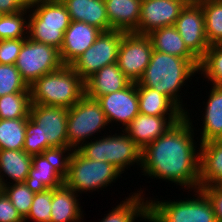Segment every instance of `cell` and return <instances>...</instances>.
I'll return each mask as SVG.
<instances>
[{
    "instance_id": "obj_39",
    "label": "cell",
    "mask_w": 222,
    "mask_h": 222,
    "mask_svg": "<svg viewBox=\"0 0 222 222\" xmlns=\"http://www.w3.org/2000/svg\"><path fill=\"white\" fill-rule=\"evenodd\" d=\"M199 189L211 203L217 222H222V191L214 185L200 186Z\"/></svg>"
},
{
    "instance_id": "obj_25",
    "label": "cell",
    "mask_w": 222,
    "mask_h": 222,
    "mask_svg": "<svg viewBox=\"0 0 222 222\" xmlns=\"http://www.w3.org/2000/svg\"><path fill=\"white\" fill-rule=\"evenodd\" d=\"M139 113L152 116H185L165 95L156 90L136 84Z\"/></svg>"
},
{
    "instance_id": "obj_5",
    "label": "cell",
    "mask_w": 222,
    "mask_h": 222,
    "mask_svg": "<svg viewBox=\"0 0 222 222\" xmlns=\"http://www.w3.org/2000/svg\"><path fill=\"white\" fill-rule=\"evenodd\" d=\"M29 11L28 37L60 50L71 22L66 6L61 0H31Z\"/></svg>"
},
{
    "instance_id": "obj_38",
    "label": "cell",
    "mask_w": 222,
    "mask_h": 222,
    "mask_svg": "<svg viewBox=\"0 0 222 222\" xmlns=\"http://www.w3.org/2000/svg\"><path fill=\"white\" fill-rule=\"evenodd\" d=\"M0 222H25L3 191L0 193Z\"/></svg>"
},
{
    "instance_id": "obj_32",
    "label": "cell",
    "mask_w": 222,
    "mask_h": 222,
    "mask_svg": "<svg viewBox=\"0 0 222 222\" xmlns=\"http://www.w3.org/2000/svg\"><path fill=\"white\" fill-rule=\"evenodd\" d=\"M199 74H203L211 85L222 86V44L210 45L200 60Z\"/></svg>"
},
{
    "instance_id": "obj_27",
    "label": "cell",
    "mask_w": 222,
    "mask_h": 222,
    "mask_svg": "<svg viewBox=\"0 0 222 222\" xmlns=\"http://www.w3.org/2000/svg\"><path fill=\"white\" fill-rule=\"evenodd\" d=\"M147 35L151 40L153 50L175 55L187 60H198L188 50L174 25L155 29Z\"/></svg>"
},
{
    "instance_id": "obj_19",
    "label": "cell",
    "mask_w": 222,
    "mask_h": 222,
    "mask_svg": "<svg viewBox=\"0 0 222 222\" xmlns=\"http://www.w3.org/2000/svg\"><path fill=\"white\" fill-rule=\"evenodd\" d=\"M131 82L117 63L104 66L85 81V95L97 99L126 88Z\"/></svg>"
},
{
    "instance_id": "obj_40",
    "label": "cell",
    "mask_w": 222,
    "mask_h": 222,
    "mask_svg": "<svg viewBox=\"0 0 222 222\" xmlns=\"http://www.w3.org/2000/svg\"><path fill=\"white\" fill-rule=\"evenodd\" d=\"M31 0H0V13L14 14L29 7Z\"/></svg>"
},
{
    "instance_id": "obj_17",
    "label": "cell",
    "mask_w": 222,
    "mask_h": 222,
    "mask_svg": "<svg viewBox=\"0 0 222 222\" xmlns=\"http://www.w3.org/2000/svg\"><path fill=\"white\" fill-rule=\"evenodd\" d=\"M184 116H150L139 113L124 129L125 133L143 150L162 136Z\"/></svg>"
},
{
    "instance_id": "obj_31",
    "label": "cell",
    "mask_w": 222,
    "mask_h": 222,
    "mask_svg": "<svg viewBox=\"0 0 222 222\" xmlns=\"http://www.w3.org/2000/svg\"><path fill=\"white\" fill-rule=\"evenodd\" d=\"M30 92L11 93L0 97V119L28 118Z\"/></svg>"
},
{
    "instance_id": "obj_42",
    "label": "cell",
    "mask_w": 222,
    "mask_h": 222,
    "mask_svg": "<svg viewBox=\"0 0 222 222\" xmlns=\"http://www.w3.org/2000/svg\"><path fill=\"white\" fill-rule=\"evenodd\" d=\"M189 2H198L200 0H188Z\"/></svg>"
},
{
    "instance_id": "obj_18",
    "label": "cell",
    "mask_w": 222,
    "mask_h": 222,
    "mask_svg": "<svg viewBox=\"0 0 222 222\" xmlns=\"http://www.w3.org/2000/svg\"><path fill=\"white\" fill-rule=\"evenodd\" d=\"M102 31L82 21H71L64 32V41L59 50L64 65H71L98 38Z\"/></svg>"
},
{
    "instance_id": "obj_22",
    "label": "cell",
    "mask_w": 222,
    "mask_h": 222,
    "mask_svg": "<svg viewBox=\"0 0 222 222\" xmlns=\"http://www.w3.org/2000/svg\"><path fill=\"white\" fill-rule=\"evenodd\" d=\"M199 185H214L222 178V140L199 144Z\"/></svg>"
},
{
    "instance_id": "obj_7",
    "label": "cell",
    "mask_w": 222,
    "mask_h": 222,
    "mask_svg": "<svg viewBox=\"0 0 222 222\" xmlns=\"http://www.w3.org/2000/svg\"><path fill=\"white\" fill-rule=\"evenodd\" d=\"M194 192L195 196L185 198L186 200H162L161 202L158 199L148 200V221L217 222L213 207L207 197L200 189Z\"/></svg>"
},
{
    "instance_id": "obj_8",
    "label": "cell",
    "mask_w": 222,
    "mask_h": 222,
    "mask_svg": "<svg viewBox=\"0 0 222 222\" xmlns=\"http://www.w3.org/2000/svg\"><path fill=\"white\" fill-rule=\"evenodd\" d=\"M123 133L105 135L100 139H90L77 150L87 159L107 162L115 166L121 173L135 164L141 169V149L135 142ZM138 163V164H137ZM130 166V167H129Z\"/></svg>"
},
{
    "instance_id": "obj_24",
    "label": "cell",
    "mask_w": 222,
    "mask_h": 222,
    "mask_svg": "<svg viewBox=\"0 0 222 222\" xmlns=\"http://www.w3.org/2000/svg\"><path fill=\"white\" fill-rule=\"evenodd\" d=\"M206 102L200 143L222 140V86L213 85Z\"/></svg>"
},
{
    "instance_id": "obj_41",
    "label": "cell",
    "mask_w": 222,
    "mask_h": 222,
    "mask_svg": "<svg viewBox=\"0 0 222 222\" xmlns=\"http://www.w3.org/2000/svg\"><path fill=\"white\" fill-rule=\"evenodd\" d=\"M214 186H215L218 190L222 191V178H220V179L214 184Z\"/></svg>"
},
{
    "instance_id": "obj_28",
    "label": "cell",
    "mask_w": 222,
    "mask_h": 222,
    "mask_svg": "<svg viewBox=\"0 0 222 222\" xmlns=\"http://www.w3.org/2000/svg\"><path fill=\"white\" fill-rule=\"evenodd\" d=\"M137 192L122 200L100 222H134L138 217L148 221V200L143 198L142 190Z\"/></svg>"
},
{
    "instance_id": "obj_13",
    "label": "cell",
    "mask_w": 222,
    "mask_h": 222,
    "mask_svg": "<svg viewBox=\"0 0 222 222\" xmlns=\"http://www.w3.org/2000/svg\"><path fill=\"white\" fill-rule=\"evenodd\" d=\"M153 51L148 35L125 32L119 46L117 64L131 83H138Z\"/></svg>"
},
{
    "instance_id": "obj_36",
    "label": "cell",
    "mask_w": 222,
    "mask_h": 222,
    "mask_svg": "<svg viewBox=\"0 0 222 222\" xmlns=\"http://www.w3.org/2000/svg\"><path fill=\"white\" fill-rule=\"evenodd\" d=\"M52 195L53 189L35 193L30 211L24 221L32 219L34 222H50Z\"/></svg>"
},
{
    "instance_id": "obj_20",
    "label": "cell",
    "mask_w": 222,
    "mask_h": 222,
    "mask_svg": "<svg viewBox=\"0 0 222 222\" xmlns=\"http://www.w3.org/2000/svg\"><path fill=\"white\" fill-rule=\"evenodd\" d=\"M66 6L71 21H82L102 32L110 30L104 0H61Z\"/></svg>"
},
{
    "instance_id": "obj_1",
    "label": "cell",
    "mask_w": 222,
    "mask_h": 222,
    "mask_svg": "<svg viewBox=\"0 0 222 222\" xmlns=\"http://www.w3.org/2000/svg\"><path fill=\"white\" fill-rule=\"evenodd\" d=\"M189 112L141 151L142 175L199 189L200 151ZM198 150H197V149ZM197 150V151H196Z\"/></svg>"
},
{
    "instance_id": "obj_4",
    "label": "cell",
    "mask_w": 222,
    "mask_h": 222,
    "mask_svg": "<svg viewBox=\"0 0 222 222\" xmlns=\"http://www.w3.org/2000/svg\"><path fill=\"white\" fill-rule=\"evenodd\" d=\"M31 105L71 108L85 95V81L70 65L38 78L31 86Z\"/></svg>"
},
{
    "instance_id": "obj_9",
    "label": "cell",
    "mask_w": 222,
    "mask_h": 222,
    "mask_svg": "<svg viewBox=\"0 0 222 222\" xmlns=\"http://www.w3.org/2000/svg\"><path fill=\"white\" fill-rule=\"evenodd\" d=\"M108 120L99 102L84 95L75 105L68 108L67 143L71 150H77L93 134L108 126Z\"/></svg>"
},
{
    "instance_id": "obj_33",
    "label": "cell",
    "mask_w": 222,
    "mask_h": 222,
    "mask_svg": "<svg viewBox=\"0 0 222 222\" xmlns=\"http://www.w3.org/2000/svg\"><path fill=\"white\" fill-rule=\"evenodd\" d=\"M29 7L14 14H3L0 17V40L20 39L28 37Z\"/></svg>"
},
{
    "instance_id": "obj_11",
    "label": "cell",
    "mask_w": 222,
    "mask_h": 222,
    "mask_svg": "<svg viewBox=\"0 0 222 222\" xmlns=\"http://www.w3.org/2000/svg\"><path fill=\"white\" fill-rule=\"evenodd\" d=\"M124 33L114 29L102 32L94 44L70 66L80 78L86 81L104 66L117 63L119 46Z\"/></svg>"
},
{
    "instance_id": "obj_10",
    "label": "cell",
    "mask_w": 222,
    "mask_h": 222,
    "mask_svg": "<svg viewBox=\"0 0 222 222\" xmlns=\"http://www.w3.org/2000/svg\"><path fill=\"white\" fill-rule=\"evenodd\" d=\"M63 65L56 47L36 42L29 37L23 42L15 63L28 86L43 75L60 69Z\"/></svg>"
},
{
    "instance_id": "obj_34",
    "label": "cell",
    "mask_w": 222,
    "mask_h": 222,
    "mask_svg": "<svg viewBox=\"0 0 222 222\" xmlns=\"http://www.w3.org/2000/svg\"><path fill=\"white\" fill-rule=\"evenodd\" d=\"M2 191L6 194L20 215L25 218L30 211L34 193L24 182L4 185L2 186Z\"/></svg>"
},
{
    "instance_id": "obj_29",
    "label": "cell",
    "mask_w": 222,
    "mask_h": 222,
    "mask_svg": "<svg viewBox=\"0 0 222 222\" xmlns=\"http://www.w3.org/2000/svg\"><path fill=\"white\" fill-rule=\"evenodd\" d=\"M27 119H0V150H23Z\"/></svg>"
},
{
    "instance_id": "obj_12",
    "label": "cell",
    "mask_w": 222,
    "mask_h": 222,
    "mask_svg": "<svg viewBox=\"0 0 222 222\" xmlns=\"http://www.w3.org/2000/svg\"><path fill=\"white\" fill-rule=\"evenodd\" d=\"M66 156L67 153L56 150L33 155L32 166L24 183L34 194L63 186Z\"/></svg>"
},
{
    "instance_id": "obj_35",
    "label": "cell",
    "mask_w": 222,
    "mask_h": 222,
    "mask_svg": "<svg viewBox=\"0 0 222 222\" xmlns=\"http://www.w3.org/2000/svg\"><path fill=\"white\" fill-rule=\"evenodd\" d=\"M20 92H30V89L19 70L12 64H0V97Z\"/></svg>"
},
{
    "instance_id": "obj_15",
    "label": "cell",
    "mask_w": 222,
    "mask_h": 222,
    "mask_svg": "<svg viewBox=\"0 0 222 222\" xmlns=\"http://www.w3.org/2000/svg\"><path fill=\"white\" fill-rule=\"evenodd\" d=\"M188 0H142L140 18L134 33L149 34L151 31L173 26Z\"/></svg>"
},
{
    "instance_id": "obj_3",
    "label": "cell",
    "mask_w": 222,
    "mask_h": 222,
    "mask_svg": "<svg viewBox=\"0 0 222 222\" xmlns=\"http://www.w3.org/2000/svg\"><path fill=\"white\" fill-rule=\"evenodd\" d=\"M199 66V60H187L175 55L153 50L150 62L136 84L152 88L167 96L186 114L188 111L184 109L182 104L183 100L181 99L182 96L179 94L186 82L192 79L191 77H193V75L195 76V73L199 72Z\"/></svg>"
},
{
    "instance_id": "obj_21",
    "label": "cell",
    "mask_w": 222,
    "mask_h": 222,
    "mask_svg": "<svg viewBox=\"0 0 222 222\" xmlns=\"http://www.w3.org/2000/svg\"><path fill=\"white\" fill-rule=\"evenodd\" d=\"M110 30L134 32L139 24L142 0H104Z\"/></svg>"
},
{
    "instance_id": "obj_16",
    "label": "cell",
    "mask_w": 222,
    "mask_h": 222,
    "mask_svg": "<svg viewBox=\"0 0 222 222\" xmlns=\"http://www.w3.org/2000/svg\"><path fill=\"white\" fill-rule=\"evenodd\" d=\"M96 100L109 124L119 122L126 127L139 114L136 83H130L123 90L103 95Z\"/></svg>"
},
{
    "instance_id": "obj_37",
    "label": "cell",
    "mask_w": 222,
    "mask_h": 222,
    "mask_svg": "<svg viewBox=\"0 0 222 222\" xmlns=\"http://www.w3.org/2000/svg\"><path fill=\"white\" fill-rule=\"evenodd\" d=\"M25 39L0 40V64L15 65Z\"/></svg>"
},
{
    "instance_id": "obj_23",
    "label": "cell",
    "mask_w": 222,
    "mask_h": 222,
    "mask_svg": "<svg viewBox=\"0 0 222 222\" xmlns=\"http://www.w3.org/2000/svg\"><path fill=\"white\" fill-rule=\"evenodd\" d=\"M78 196L65 185L53 189L50 222H81L83 211Z\"/></svg>"
},
{
    "instance_id": "obj_2",
    "label": "cell",
    "mask_w": 222,
    "mask_h": 222,
    "mask_svg": "<svg viewBox=\"0 0 222 222\" xmlns=\"http://www.w3.org/2000/svg\"><path fill=\"white\" fill-rule=\"evenodd\" d=\"M67 117L68 108L31 105L23 150L32 156L53 150L69 153Z\"/></svg>"
},
{
    "instance_id": "obj_6",
    "label": "cell",
    "mask_w": 222,
    "mask_h": 222,
    "mask_svg": "<svg viewBox=\"0 0 222 222\" xmlns=\"http://www.w3.org/2000/svg\"><path fill=\"white\" fill-rule=\"evenodd\" d=\"M121 172L112 164L85 158L78 150L67 153L64 185L76 194L98 191L115 182Z\"/></svg>"
},
{
    "instance_id": "obj_26",
    "label": "cell",
    "mask_w": 222,
    "mask_h": 222,
    "mask_svg": "<svg viewBox=\"0 0 222 222\" xmlns=\"http://www.w3.org/2000/svg\"><path fill=\"white\" fill-rule=\"evenodd\" d=\"M32 166V155L24 150H0V183L2 186L12 183L24 182L28 177V172ZM4 173V174H3ZM3 174V175H2Z\"/></svg>"
},
{
    "instance_id": "obj_14",
    "label": "cell",
    "mask_w": 222,
    "mask_h": 222,
    "mask_svg": "<svg viewBox=\"0 0 222 222\" xmlns=\"http://www.w3.org/2000/svg\"><path fill=\"white\" fill-rule=\"evenodd\" d=\"M188 50L200 61L210 47L206 38L204 13L198 2H189L174 25Z\"/></svg>"
},
{
    "instance_id": "obj_30",
    "label": "cell",
    "mask_w": 222,
    "mask_h": 222,
    "mask_svg": "<svg viewBox=\"0 0 222 222\" xmlns=\"http://www.w3.org/2000/svg\"><path fill=\"white\" fill-rule=\"evenodd\" d=\"M209 45L222 44V0H200Z\"/></svg>"
},
{
    "instance_id": "obj_43",
    "label": "cell",
    "mask_w": 222,
    "mask_h": 222,
    "mask_svg": "<svg viewBox=\"0 0 222 222\" xmlns=\"http://www.w3.org/2000/svg\"><path fill=\"white\" fill-rule=\"evenodd\" d=\"M2 192V185H1V183H0V193Z\"/></svg>"
}]
</instances>
